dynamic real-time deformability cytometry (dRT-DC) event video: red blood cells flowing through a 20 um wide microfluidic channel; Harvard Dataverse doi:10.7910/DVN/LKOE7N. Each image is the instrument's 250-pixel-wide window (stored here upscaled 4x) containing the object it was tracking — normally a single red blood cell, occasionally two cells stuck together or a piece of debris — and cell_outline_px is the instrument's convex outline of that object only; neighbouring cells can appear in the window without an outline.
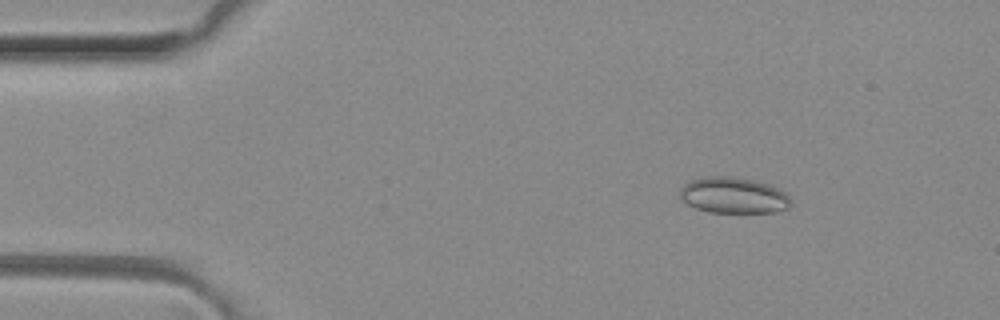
{"species": "common noctule bat (a hibernating species)", "species_latin": "Nyctalus noctula", "temperature_condition": "room temperature", "stored_images_in_passage": 13, "camera_frame_rate_fps": 3000, "um_per_image_px": 0.085, "animal": {"sex": "female", "body_mass_g": 29.2, "forearm_length_mm": 56.3}, "frame": {"image": 1, "passage_image": 6, "time_ms": 1.667, "image_size_px": [1000, 320], "cell_outline_px": [[792, 204], [788, 208], [772, 212], [708, 212], [696, 208], [680, 200], [680, 188], [684, 184], [692, 180], [708, 176], [728, 176], [756, 180], [768, 184], [784, 192], [792, 200]], "centroid_in_image_um": [62.33, 16.6], "position_along_channel_um": 22.7, "area_um2": 23.29}}